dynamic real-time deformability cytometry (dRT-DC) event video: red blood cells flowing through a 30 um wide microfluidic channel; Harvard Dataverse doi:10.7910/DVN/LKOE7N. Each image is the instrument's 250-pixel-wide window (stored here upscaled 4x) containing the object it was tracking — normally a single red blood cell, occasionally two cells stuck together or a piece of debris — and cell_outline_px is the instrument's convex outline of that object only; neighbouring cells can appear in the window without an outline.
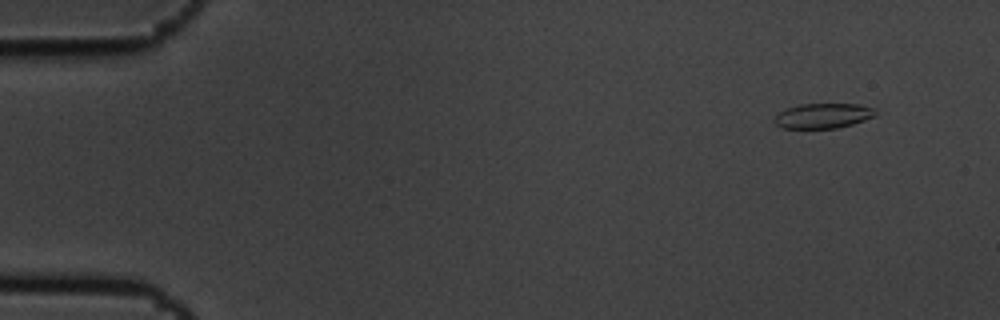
{"species": "common noctule bat (a hibernating species)", "species_latin": "Nyctalus noctula", "temperature_condition": "cold", "stored_images_in_passage": 9, "camera_frame_rate_fps": 3000, "um_per_image_px": 0.085, "animal": {"sex": "male", "body_mass_g": 19.5, "forearm_length_mm": 54.6}, "frame": {"image": 1, "passage_image": 2, "time_ms": 0.333, "image_size_px": [1000, 320], "cell_outline_px": [[876, 116], [852, 124], [836, 128], [784, 128], [776, 124], [776, 116], [780, 112], [788, 108], [800, 104], [860, 104], [876, 108]], "centroid_in_image_um": [70.03, 9.83], "position_along_channel_um": 15.0, "area_um2": 14.57}}
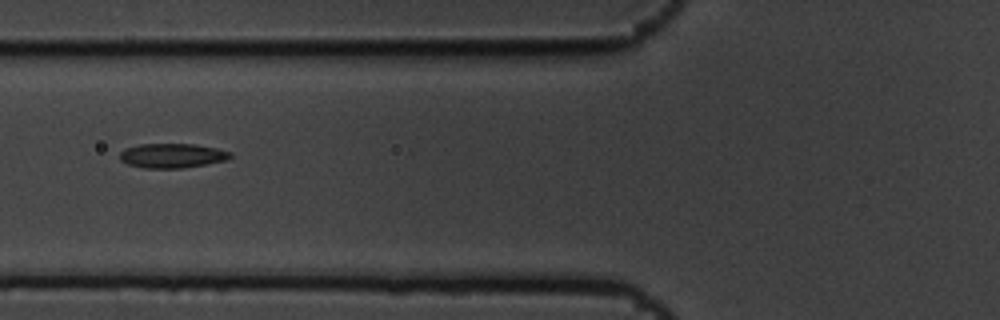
{"frame": {"image": 2, "passage_image": 7, "time_ms": 2.0, "image_size_px": [1000, 320], "cell_outline_px": [[232, 156], [228, 160], [180, 168], [144, 168], [128, 164], [120, 160], [120, 152], [124, 148], [140, 144], [192, 144], [216, 148], [232, 152]], "centroid_in_image_um": [14.62, 13.22], "position_along_channel_um": 111.2, "area_um2": 15.72}}
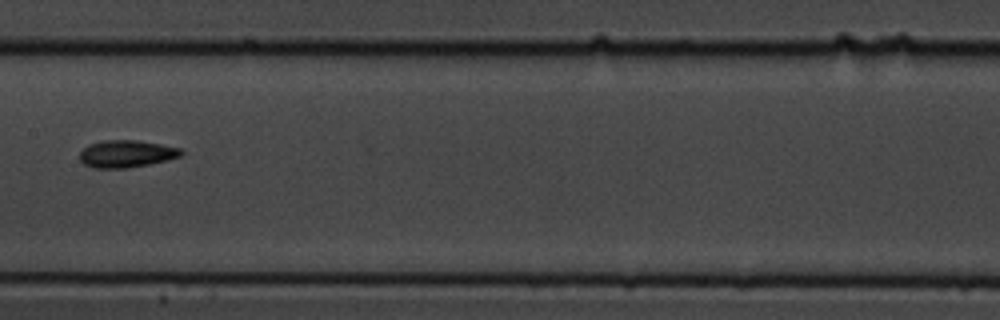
{"frame": {"image": 3, "passage_image": 9, "time_ms": 2.667, "image_size_px": [1000, 320], "cell_outline_px": [[184, 152], [180, 156], [168, 160], [128, 168], [92, 168], [84, 164], [80, 160], [80, 152], [88, 144], [104, 140], [136, 140], [160, 144], [180, 148]], "centroid_in_image_um": [10.73, 13.07], "position_along_channel_um": 196.7, "area_um2": 16.13}}